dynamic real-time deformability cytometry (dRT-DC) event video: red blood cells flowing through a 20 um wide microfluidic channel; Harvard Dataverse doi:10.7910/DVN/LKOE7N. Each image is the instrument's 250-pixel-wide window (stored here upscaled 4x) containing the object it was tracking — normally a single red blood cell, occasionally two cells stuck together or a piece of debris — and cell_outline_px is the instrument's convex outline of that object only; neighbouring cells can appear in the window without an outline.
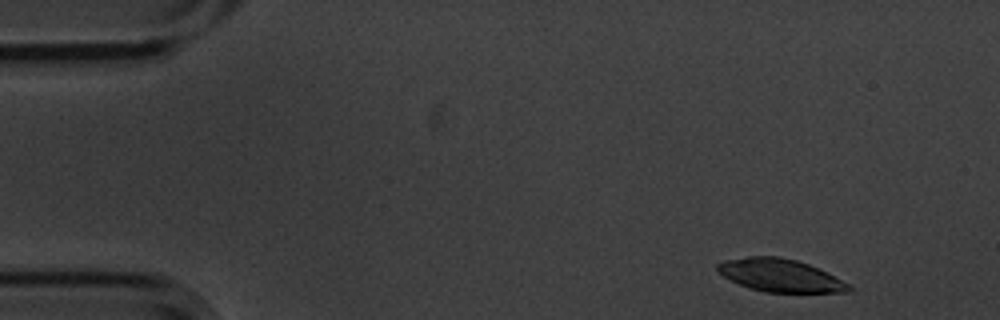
{"species": "common noctule bat (a hibernating species)", "species_latin": "Nyctalus noctula", "temperature_condition": "cold", "stored_images_in_passage": 3, "camera_frame_rate_fps": 3000, "um_per_image_px": 0.085, "animal": {"sex": "male", "body_mass_g": 20.1, "forearm_length_mm": 53.5}, "frame": {"image": 1, "passage_image": 1, "time_ms": 0.0, "image_size_px": [1000, 320], "cell_outline_px": [[852, 292], [764, 292], [748, 288], [724, 276], [716, 268], [716, 264], [724, 260], [748, 256], [776, 256], [796, 260], [808, 264], [848, 284], [852, 288]], "centroid_in_image_um": [66.27, 23.41], "position_along_channel_um": 18.7, "area_um2": 24.68}}